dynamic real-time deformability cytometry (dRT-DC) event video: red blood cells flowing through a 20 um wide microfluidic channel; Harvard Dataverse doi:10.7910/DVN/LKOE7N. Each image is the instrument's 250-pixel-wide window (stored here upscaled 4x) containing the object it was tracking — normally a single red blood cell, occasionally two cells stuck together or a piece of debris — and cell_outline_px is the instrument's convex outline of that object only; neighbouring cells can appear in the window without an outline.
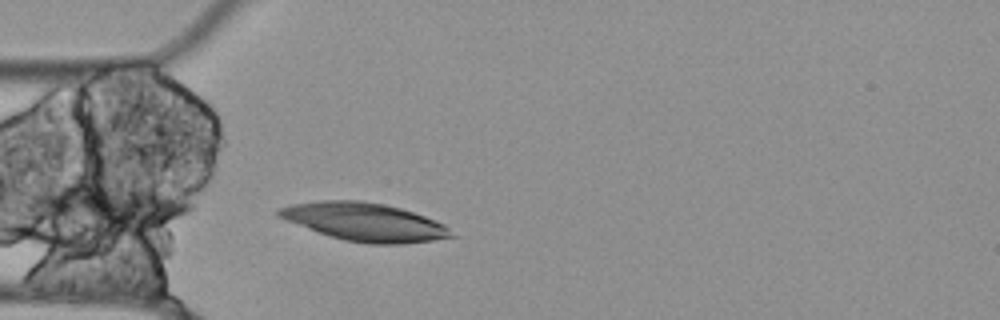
{"species": "Egyptian fruit bat (a non-hibernating species)", "species_latin": "Rousettus aegyptiacus", "temperature_condition": "cold", "stored_images_in_passage": 15, "segment_of_instrument_passage": [1, 2], "camera_frame_rate_fps": 3000, "um_per_image_px": 0.085, "animal": {"sex": "female"}, "frame": {"image": 1, "passage_image": 11, "time_ms": 3.333, "image_size_px": [1000, 320], "cell_outline_px": [[456, 236], [432, 240], [404, 244], [368, 244], [344, 240], [328, 236], [284, 220], [276, 216], [276, 212], [280, 208], [292, 204], [320, 200], [360, 200], [384, 204], [400, 208], [424, 216], [444, 224]], "centroid_in_image_um": [30.95, 18.87], "position_along_channel_um": 54.0, "area_um2": 38.32}}